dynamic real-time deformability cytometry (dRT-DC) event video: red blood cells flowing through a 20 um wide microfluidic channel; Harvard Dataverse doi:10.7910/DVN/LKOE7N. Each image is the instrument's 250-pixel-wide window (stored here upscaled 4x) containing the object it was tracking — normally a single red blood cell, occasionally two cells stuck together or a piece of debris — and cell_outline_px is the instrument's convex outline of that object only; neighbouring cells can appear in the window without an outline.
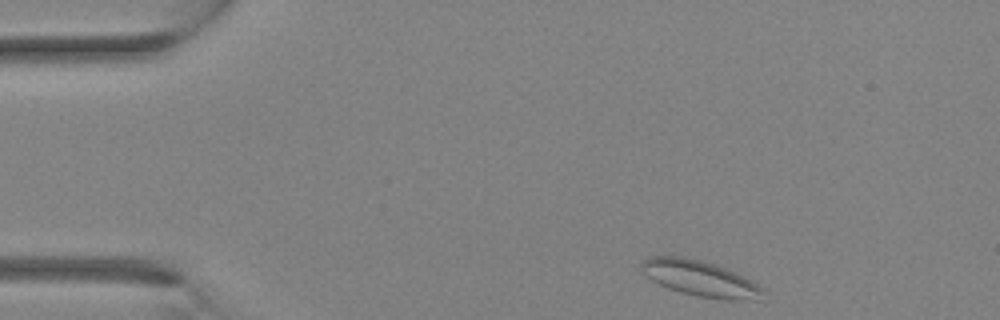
{"species": "Egyptian fruit bat (a non-hibernating species)", "species_latin": "Rousettus aegyptiacus", "temperature_condition": "room temperature", "stored_images_in_passage": 28, "camera_frame_rate_fps": 3000, "um_per_image_px": 0.085, "animal": {"sex": "female"}, "frame": {"image": 1, "passage_image": 1, "time_ms": 0.0, "image_size_px": [1000, 320], "cell_outline_px": [[768, 292], [756, 300], [724, 300], [696, 296], [680, 292], [668, 288], [652, 280], [640, 268], [640, 260], [648, 256], [684, 256], [700, 260], [736, 272], [744, 276], [764, 288]], "centroid_in_image_um": [59.52, 23.67], "position_along_channel_um": 25.5, "area_um2": 25.55}}
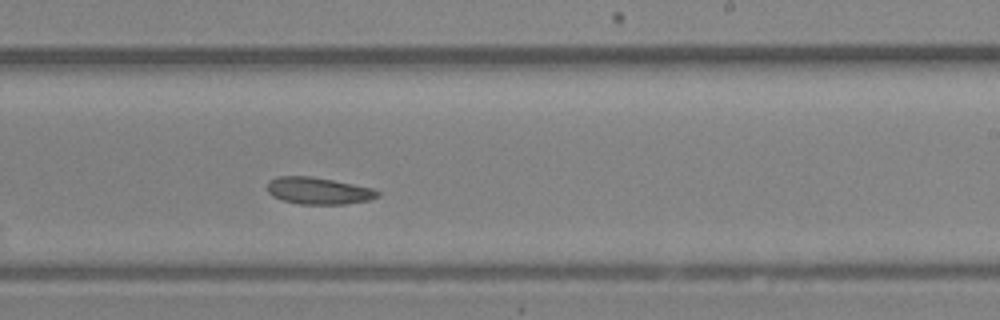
{"frame": {"image": 2, "passage_image": 16, "time_ms": 5.0, "image_size_px": [1000, 320], "cell_outline_px": [[380, 196], [368, 200], [344, 204], [300, 204], [280, 200], [272, 196], [268, 192], [268, 180], [276, 176], [312, 176], [372, 188], [380, 192]], "centroid_in_image_um": [27.03, 16.21], "position_along_channel_um": 262.0, "area_um2": 17.34}}
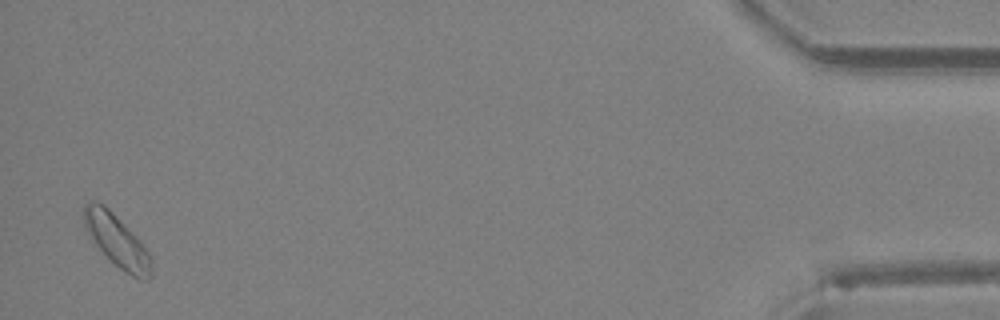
{"frame": {"image": 3, "passage_image": 28, "time_ms": 9.0, "image_size_px": [1000, 320], "cell_outline_px": [[152, 276], [148, 280], [140, 280], [124, 272], [96, 244], [84, 228], [84, 204], [92, 200], [96, 200], [104, 204], [136, 236], [148, 252], [152, 260]], "centroid_in_image_um": [9.95, 20.46], "position_along_channel_um": 425.2, "area_um2": 20.23}}